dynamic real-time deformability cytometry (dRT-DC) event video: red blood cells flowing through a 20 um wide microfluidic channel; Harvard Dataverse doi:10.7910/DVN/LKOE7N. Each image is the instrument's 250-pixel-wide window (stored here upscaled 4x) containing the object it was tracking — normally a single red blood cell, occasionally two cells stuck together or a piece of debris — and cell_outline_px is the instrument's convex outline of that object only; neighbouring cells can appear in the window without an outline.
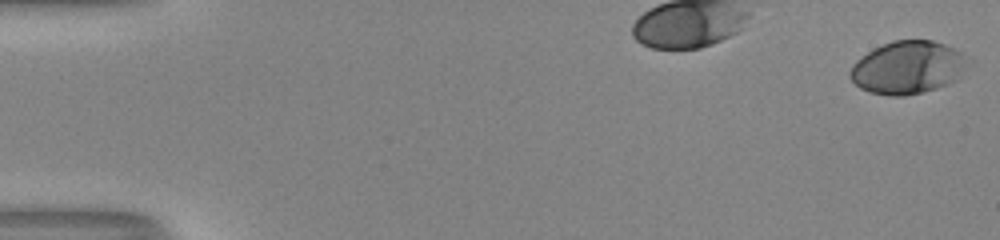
{"species": "human", "species_latin": "Homo sapiens", "temperature_condition": "room temperature", "stored_images_in_passage": 35, "camera_frame_rate_fps": 3000, "um_per_image_px": 0.085, "donor": {"sex": "male"}, "frame": {"image": 1, "passage_image": 1, "time_ms": 0.0, "image_size_px": [1000, 240], "cell_outline_px": [[976, 60], [956, 80], [948, 84], [924, 92], [904, 96], [888, 96], [872, 92], [860, 88], [848, 76], [848, 72], [852, 64], [856, 60], [868, 52], [892, 40], [932, 40], [944, 44]], "centroid_in_image_um": [77.23, 5.74], "position_along_channel_um": 7.8, "area_um2": 36.76}}
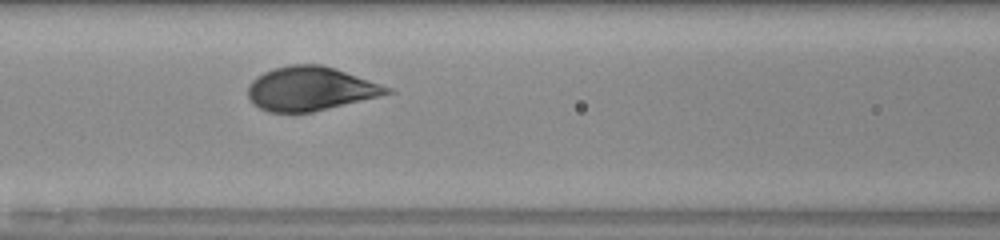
{"frame": {"image": 2, "passage_image": 16, "time_ms": 5.0, "image_size_px": [1000, 240], "cell_outline_px": [[396, 92], [380, 96], [312, 112], [268, 112], [260, 108], [248, 96], [248, 84], [256, 76], [264, 72], [276, 68], [292, 64], [320, 64], [336, 68], [392, 88]], "centroid_in_image_um": [26.4, 7.53], "position_along_channel_um": 140.2, "area_um2": 35.43}}
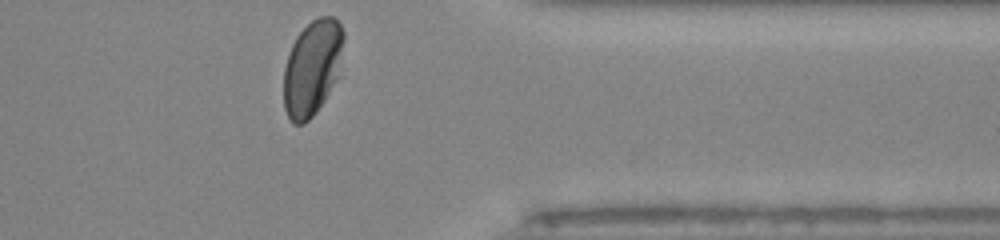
{"frame": {"image": 3, "passage_image": 35, "time_ms": 11.333, "image_size_px": [1000, 240], "cell_outline_px": [[344, 76], [316, 112], [304, 124], [292, 124], [284, 108], [284, 68], [288, 52], [296, 36], [312, 20], [320, 16], [332, 16], [340, 24], [344, 32]], "centroid_in_image_um": [26.62, 5.78], "position_along_channel_um": 384.8, "area_um2": 34.8}, "authors_computed_cell_mechanics": {"area_um2": 36.414, "velocity_mm_per_s": 4.016, "shape_relaxation_time_tau1_ms": 2.5315, "shape_relaxation_time_tau2_ms": null, "deformation_change_tau1": 0.1443, "deformation_change_tau2": null}}